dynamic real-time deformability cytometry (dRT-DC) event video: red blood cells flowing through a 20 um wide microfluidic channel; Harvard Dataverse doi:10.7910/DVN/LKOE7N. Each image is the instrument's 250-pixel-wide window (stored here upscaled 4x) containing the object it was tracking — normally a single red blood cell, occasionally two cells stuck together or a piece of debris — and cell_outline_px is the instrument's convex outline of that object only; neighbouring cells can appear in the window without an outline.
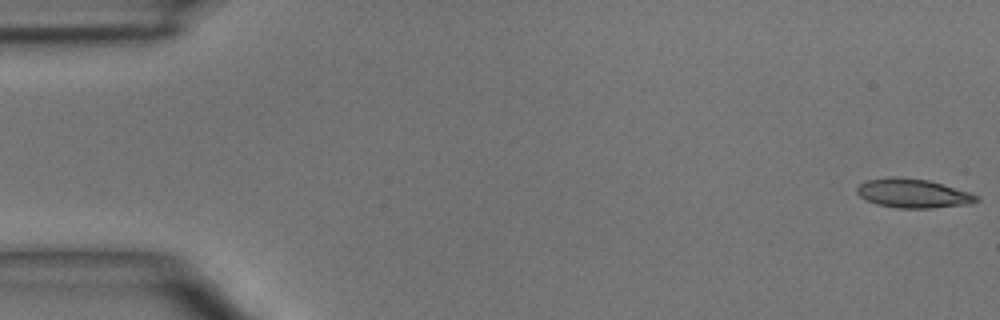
{"species": "common noctule bat (a hibernating species)", "species_latin": "Nyctalus noctula", "temperature_condition": "room temperature", "stored_images_in_passage": 4, "camera_frame_rate_fps": 3000, "um_per_image_px": 0.085, "animal": {"sex": "male", "body_mass_g": 15.6}, "frame": {"image": 1, "passage_image": 1, "time_ms": 0.0, "image_size_px": [1000, 320], "cell_outline_px": [[980, 200], [968, 204], [932, 208], [896, 208], [876, 204], [860, 196], [856, 192], [856, 188], [864, 180], [892, 176], [900, 176], [928, 180], [972, 192], [980, 196]], "centroid_in_image_um": [77.62, 16.42], "position_along_channel_um": 7.4, "area_um2": 20.52}}
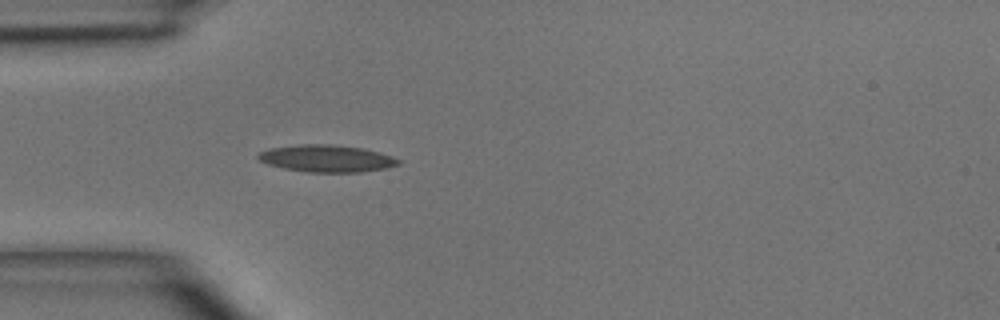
{"frame": {"image": 2, "passage_image": 4, "time_ms": 4.333, "image_size_px": [1000, 320], "cell_outline_px": [[404, 160], [400, 164], [388, 168], [360, 172], [304, 172], [284, 168], [268, 164], [260, 160], [256, 156], [260, 152], [272, 148], [300, 144], [328, 144], [360, 148], [392, 156]], "centroid_in_image_um": [27.8, 13.48], "position_along_channel_um": 57.2, "area_um2": 22.02}}